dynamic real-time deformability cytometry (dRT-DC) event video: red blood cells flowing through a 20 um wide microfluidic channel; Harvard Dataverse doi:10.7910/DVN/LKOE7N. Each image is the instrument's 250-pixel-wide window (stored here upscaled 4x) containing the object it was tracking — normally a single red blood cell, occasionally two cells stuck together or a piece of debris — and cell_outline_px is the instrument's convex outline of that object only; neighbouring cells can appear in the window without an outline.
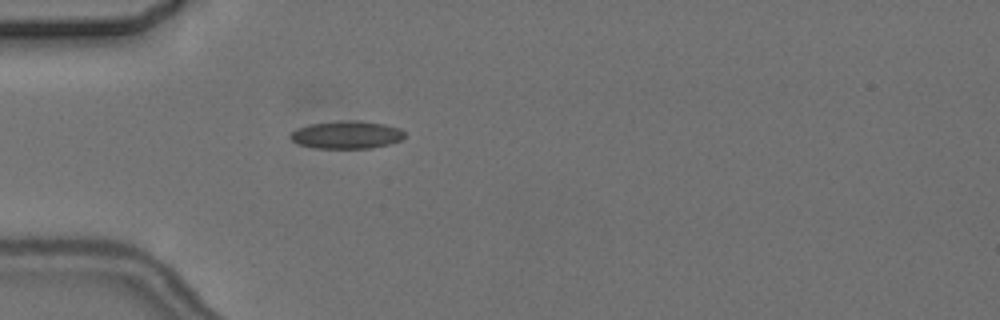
{"species": "common noctule bat (a hibernating species)", "species_latin": "Nyctalus noctula", "temperature_condition": "cold", "stored_images_in_passage": 1, "camera_frame_rate_fps": 3000, "um_per_image_px": 0.085, "animal": {"sex": "female", "body_mass_g": 24.6, "forearm_length_mm": 56.2}, "frame": {"image": 1, "passage_image": 1, "time_ms": 0.0, "image_size_px": [1000, 320], "cell_outline_px": [[404, 136], [400, 140], [388, 144], [372, 148], [312, 148], [296, 144], [288, 136], [296, 128], [308, 124], [340, 120], [356, 120], [384, 124], [400, 128], [404, 132]], "centroid_in_image_um": [29.4, 11.45], "position_along_channel_um": 55.6, "area_um2": 18.67}}